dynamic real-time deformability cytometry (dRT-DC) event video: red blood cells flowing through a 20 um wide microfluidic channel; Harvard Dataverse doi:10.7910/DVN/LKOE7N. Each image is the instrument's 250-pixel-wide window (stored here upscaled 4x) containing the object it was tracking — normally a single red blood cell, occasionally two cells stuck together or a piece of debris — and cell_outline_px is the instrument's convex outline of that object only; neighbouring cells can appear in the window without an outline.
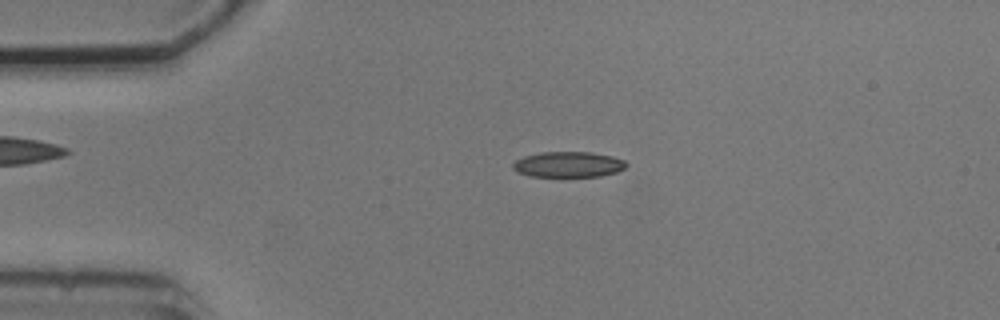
{"species": "common noctule bat (a hibernating species)", "species_latin": "Nyctalus noctula", "temperature_condition": "cold", "stored_images_in_passage": 3, "camera_frame_rate_fps": 3000, "um_per_image_px": 0.085, "animal": {"sex": "male", "body_mass_g": 20.5, "forearm_length_mm": 52.5}, "frame": {"image": 1, "passage_image": 2, "time_ms": 1.333, "image_size_px": [1000, 320], "cell_outline_px": [[628, 164], [624, 168], [616, 172], [600, 176], [564, 180], [560, 180], [528, 176], [516, 172], [512, 168], [512, 164], [516, 160], [524, 156], [540, 152], [592, 152], [612, 156], [624, 160]], "centroid_in_image_um": [48.26, 14.04], "position_along_channel_um": 36.7, "area_um2": 18.03}}